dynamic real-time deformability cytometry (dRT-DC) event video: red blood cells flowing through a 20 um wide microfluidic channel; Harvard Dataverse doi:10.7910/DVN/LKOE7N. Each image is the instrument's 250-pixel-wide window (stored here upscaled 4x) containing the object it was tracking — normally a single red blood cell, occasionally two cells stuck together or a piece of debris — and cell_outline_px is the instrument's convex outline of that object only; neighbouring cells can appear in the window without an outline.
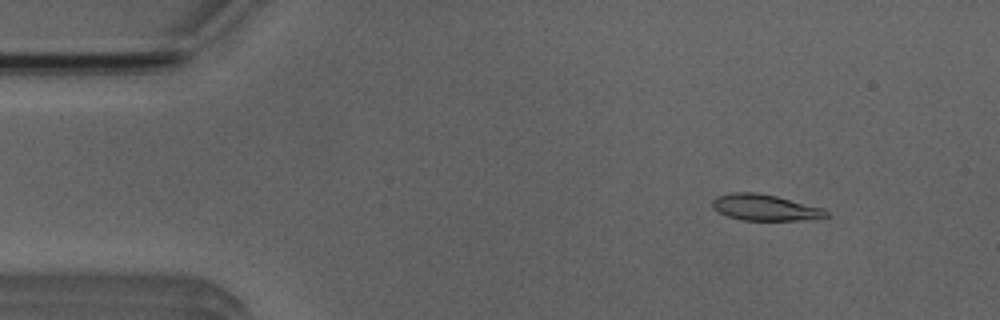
{"species": "Egyptian fruit bat (a non-hibernating species)", "species_latin": "Rousettus aegyptiacus", "temperature_condition": "room temperature", "stored_images_in_passage": 4, "camera_frame_rate_fps": 3000, "um_per_image_px": 0.085, "animal": {"sex": "male"}, "frame": {"image": 1, "passage_image": 2, "time_ms": 1.0, "image_size_px": [1000, 320], "cell_outline_px": [[828, 216], [796, 220], [744, 220], [728, 216], [712, 208], [712, 200], [716, 196], [732, 192], [756, 192], [776, 196], [824, 208], [828, 212]], "centroid_in_image_um": [64.98, 17.62], "position_along_channel_um": 20.0, "area_um2": 17.17}}